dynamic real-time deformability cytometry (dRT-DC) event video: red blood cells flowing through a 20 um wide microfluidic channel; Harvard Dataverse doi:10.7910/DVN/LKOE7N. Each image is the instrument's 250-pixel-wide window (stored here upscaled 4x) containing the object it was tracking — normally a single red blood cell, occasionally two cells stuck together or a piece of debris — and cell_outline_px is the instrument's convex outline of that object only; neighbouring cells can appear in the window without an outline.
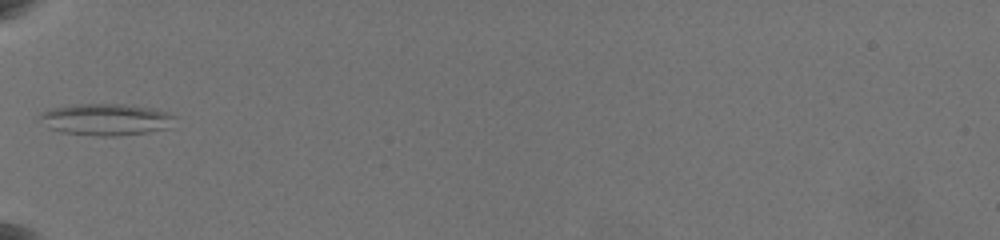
{"species": "common noctule bat (a hibernating species)", "species_latin": "Nyctalus noctula", "temperature_condition": "warm", "stored_images_in_passage": 42, "camera_frame_rate_fps": 3000, "um_per_image_px": 0.085, "animal": {"sex": "female", "body_mass_g": 19.5, "forearm_length_mm": 54.1}, "frame": {"image": 1, "passage_image": 1, "time_ms": 0.0, "image_size_px": [1000, 240], "cell_outline_px": [[172, 116], [168, 128], [144, 132], [116, 136], [96, 136], [64, 132], [52, 128], [40, 116], [40, 112], [48, 108], [76, 104], [124, 104], [152, 108], [168, 112]], "centroid_in_image_um": [8.98, 10.14], "position_along_channel_um": 76.0, "area_um2": 24.33}}
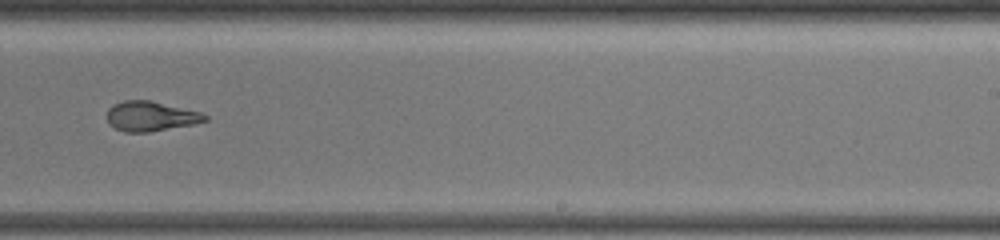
{"frame": {"image": 2, "passage_image": 16, "time_ms": 5.667, "image_size_px": [1000, 240], "cell_outline_px": [[208, 120], [192, 124], [148, 132], [124, 132], [108, 124], [108, 108], [112, 104], [124, 100], [148, 100], [200, 112], [208, 116]], "centroid_in_image_um": [12.77, 9.88], "position_along_channel_um": 276.2, "area_um2": 16.82}}
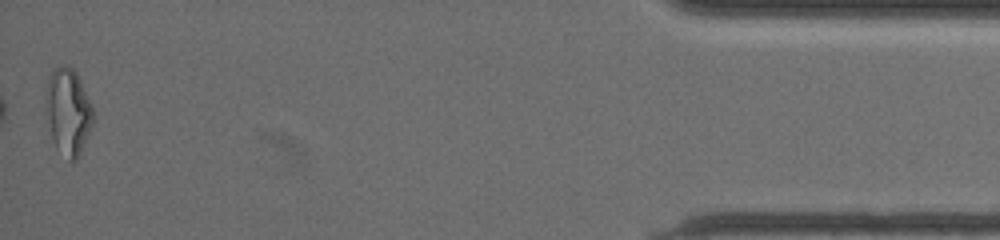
{"frame": {"image": 3, "passage_image": 42, "time_ms": 12.0, "image_size_px": [1000, 240], "cell_outline_px": [[92, 124], [80, 152], [76, 160], [72, 164], [56, 148], [52, 136], [48, 116], [48, 80], [52, 72], [56, 68], [64, 64], [68, 64], [76, 72], [80, 80], [92, 108]], "centroid_in_image_um": [5.81, 9.5], "position_along_channel_um": 429.4, "area_um2": 22.77}, "authors_computed_cell_mechanics": {"area_um2": 17.8024, "velocity_mm_per_s": 3.5564, "shape_relaxation_time_tau1_ms": null, "shape_relaxation_time_tau2_ms": 1.9685, "deformation_change_tau1": null, "deformation_change_tau2": 0.1026}}